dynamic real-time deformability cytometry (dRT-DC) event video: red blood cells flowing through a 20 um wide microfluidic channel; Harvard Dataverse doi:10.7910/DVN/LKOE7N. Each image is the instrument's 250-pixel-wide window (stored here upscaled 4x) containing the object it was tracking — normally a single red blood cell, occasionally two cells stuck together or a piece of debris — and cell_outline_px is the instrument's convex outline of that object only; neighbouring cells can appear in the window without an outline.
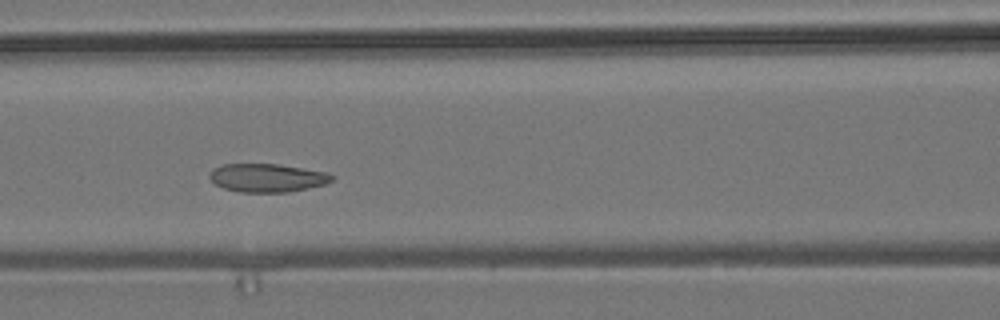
{"species": "common noctule bat (a hibernating species)", "species_latin": "Nyctalus noctula", "temperature_condition": "room temperature", "stored_images_in_passage": 7, "camera_frame_rate_fps": 3000, "um_per_image_px": 0.085, "animal": {"sex": "male", "body_mass_g": 19.2, "forearm_length_mm": 51.8}, "frame": {"image": 1, "passage_image": 5, "time_ms": 5.333, "image_size_px": [1000, 320], "cell_outline_px": [[336, 176], [332, 180], [324, 184], [308, 188], [288, 192], [240, 192], [224, 188], [216, 184], [208, 176], [212, 168], [224, 164], [280, 164], [324, 172]], "centroid_in_image_um": [22.69, 15.11], "position_along_channel_um": 143.9, "area_um2": 20.11}}
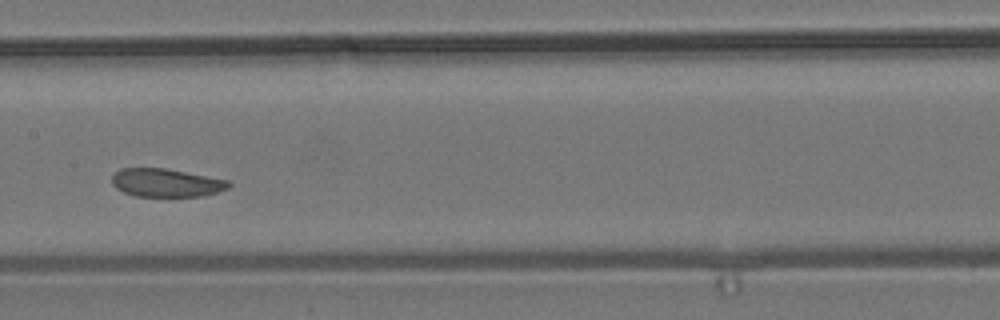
{"frame": {"image": 2, "passage_image": 6, "time_ms": 6.667, "image_size_px": [1000, 320], "cell_outline_px": [[232, 184], [228, 188], [204, 196], [136, 196], [124, 192], [116, 188], [112, 184], [112, 176], [120, 168], [164, 168], [228, 180]], "centroid_in_image_um": [14.11, 15.53], "position_along_channel_um": 193.3, "area_um2": 19.07}}
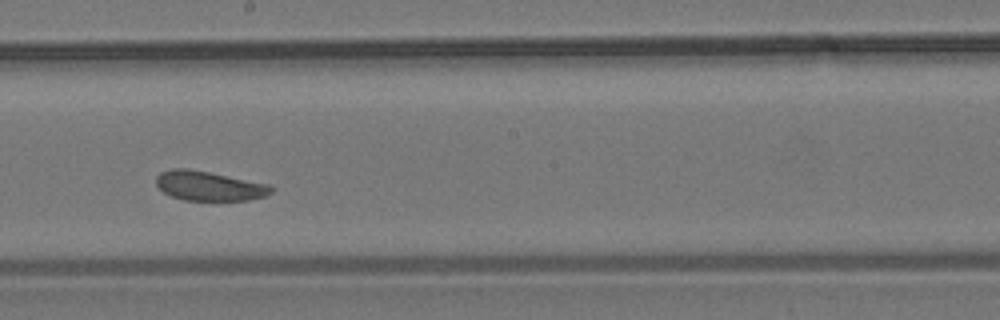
{"frame": {"image": 3, "passage_image": 7, "time_ms": 7.667, "image_size_px": [1000, 320], "cell_outline_px": [[276, 188], [268, 196], [248, 200], [184, 200], [172, 196], [164, 192], [156, 184], [156, 176], [160, 172], [172, 168], [188, 168], [268, 184]], "centroid_in_image_um": [17.79, 15.8], "position_along_channel_um": 230.4, "area_um2": 19.77}}